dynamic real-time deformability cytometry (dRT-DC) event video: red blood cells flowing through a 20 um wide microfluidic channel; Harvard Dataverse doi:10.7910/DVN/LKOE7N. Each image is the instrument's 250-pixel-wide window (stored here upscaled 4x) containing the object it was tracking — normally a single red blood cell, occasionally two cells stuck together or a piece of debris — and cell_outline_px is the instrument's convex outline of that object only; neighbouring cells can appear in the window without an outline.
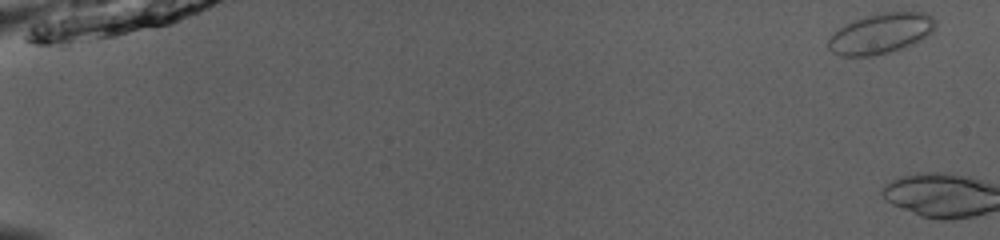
{"species": "common noctule bat (a hibernating species)", "species_latin": "Nyctalus noctula", "temperature_condition": "room temperature", "stored_images_in_passage": 3, "camera_frame_rate_fps": 3000, "um_per_image_px": 0.085, "animal": {"sex": "male", "body_mass_g": 13.0, "forearm_length_mm": 53.1}, "frame": {"image": 1, "passage_image": 1, "time_ms": 0.0, "image_size_px": [1000, 240], "cell_outline_px": [[936, 24], [932, 32], [928, 36], [912, 44], [888, 52], [872, 56], [840, 56], [832, 52], [828, 48], [828, 40], [844, 24], [852, 20], [880, 12], [924, 12], [932, 16], [936, 20]], "centroid_in_image_um": [74.88, 2.83], "position_along_channel_um": 10.1, "area_um2": 25.14}}